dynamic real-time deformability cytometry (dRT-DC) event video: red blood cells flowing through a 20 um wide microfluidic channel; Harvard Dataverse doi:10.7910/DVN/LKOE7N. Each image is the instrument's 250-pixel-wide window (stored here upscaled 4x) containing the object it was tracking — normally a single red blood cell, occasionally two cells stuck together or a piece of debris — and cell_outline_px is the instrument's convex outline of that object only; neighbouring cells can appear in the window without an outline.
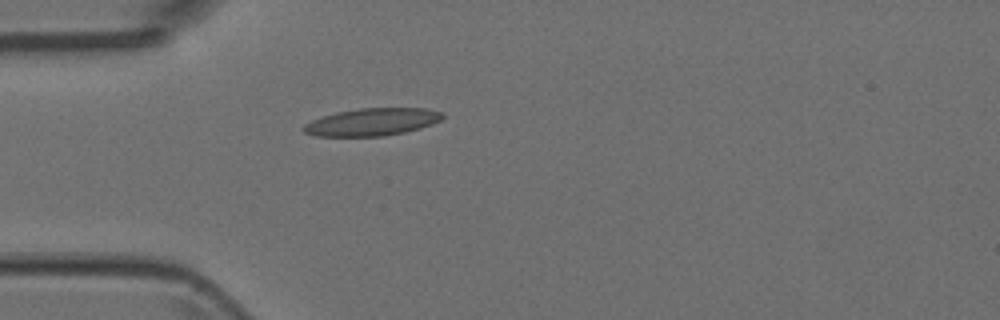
{"species": "Egyptian fruit bat (a non-hibernating species)", "species_latin": "Rousettus aegyptiacus", "temperature_condition": "room temperature", "stored_images_in_passage": 6, "camera_frame_rate_fps": 3000, "um_per_image_px": 0.085, "animal": {"sex": "female"}, "frame": {"image": 1, "passage_image": 5, "time_ms": 1.333, "image_size_px": [1000, 320], "cell_outline_px": [[444, 116], [440, 120], [432, 124], [420, 128], [404, 132], [384, 136], [316, 136], [304, 132], [300, 128], [304, 124], [312, 120], [336, 112], [360, 108], [424, 108], [444, 112]], "centroid_in_image_um": [31.62, 10.36], "position_along_channel_um": 53.4, "area_um2": 22.25}}